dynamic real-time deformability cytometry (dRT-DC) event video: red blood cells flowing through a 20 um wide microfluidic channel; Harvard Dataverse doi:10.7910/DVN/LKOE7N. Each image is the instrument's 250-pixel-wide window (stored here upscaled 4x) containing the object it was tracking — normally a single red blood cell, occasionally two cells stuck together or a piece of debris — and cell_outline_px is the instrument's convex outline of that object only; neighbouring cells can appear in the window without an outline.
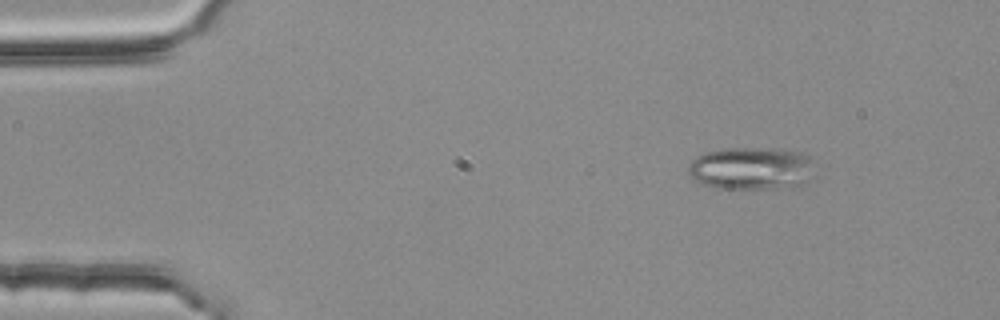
{"species": "common noctule bat (a hibernating species)", "species_latin": "Nyctalus noctula", "temperature_condition": "room temperature", "stored_images_in_passage": 3, "camera_frame_rate_fps": 3000, "um_per_image_px": 0.085, "animal": {"sex": "female", "body_mass_g": 25.1}, "frame": {"image": 1, "passage_image": 1, "time_ms": 0.0, "image_size_px": [1000, 320], "cell_outline_px": [[816, 176], [800, 188], [716, 188], [704, 184], [696, 180], [688, 172], [688, 164], [696, 156], [704, 152], [724, 148], [772, 148], [804, 152], [812, 156]], "centroid_in_image_um": [63.99, 14.31], "position_along_channel_um": 21.0, "area_um2": 32.43}}